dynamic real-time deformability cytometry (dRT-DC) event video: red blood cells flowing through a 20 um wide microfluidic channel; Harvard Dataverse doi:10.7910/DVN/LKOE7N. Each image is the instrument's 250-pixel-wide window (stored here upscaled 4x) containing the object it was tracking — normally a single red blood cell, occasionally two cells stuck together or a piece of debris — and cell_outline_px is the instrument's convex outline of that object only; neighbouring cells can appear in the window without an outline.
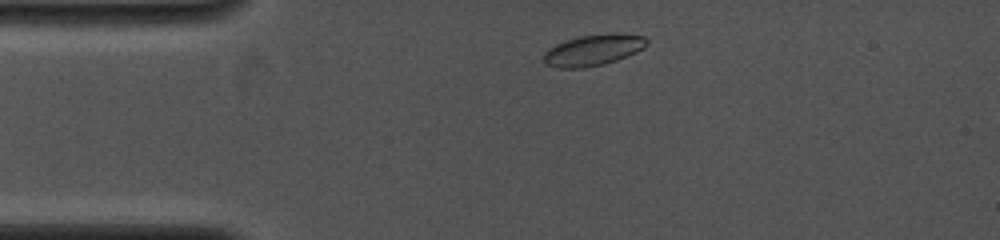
{"species": "common noctule bat (a hibernating species)", "species_latin": "Nyctalus noctula", "temperature_condition": "cold", "stored_images_in_passage": 2, "camera_frame_rate_fps": 4000, "um_per_image_px": 0.085, "animal": {"sex": "female", "body_mass_g": 19.0, "forearm_length_mm": 53.3}, "frame": {"image": 1, "passage_image": 1, "time_ms": 0.0, "image_size_px": [1000, 240], "cell_outline_px": [[648, 44], [644, 48], [636, 52], [616, 60], [604, 64], [584, 68], [556, 68], [548, 64], [544, 60], [544, 52], [548, 48], [564, 40], [580, 36], [612, 32], [644, 36], [648, 40]], "centroid_in_image_um": [50.44, 4.24], "position_along_channel_um": 34.6, "area_um2": 18.84}}